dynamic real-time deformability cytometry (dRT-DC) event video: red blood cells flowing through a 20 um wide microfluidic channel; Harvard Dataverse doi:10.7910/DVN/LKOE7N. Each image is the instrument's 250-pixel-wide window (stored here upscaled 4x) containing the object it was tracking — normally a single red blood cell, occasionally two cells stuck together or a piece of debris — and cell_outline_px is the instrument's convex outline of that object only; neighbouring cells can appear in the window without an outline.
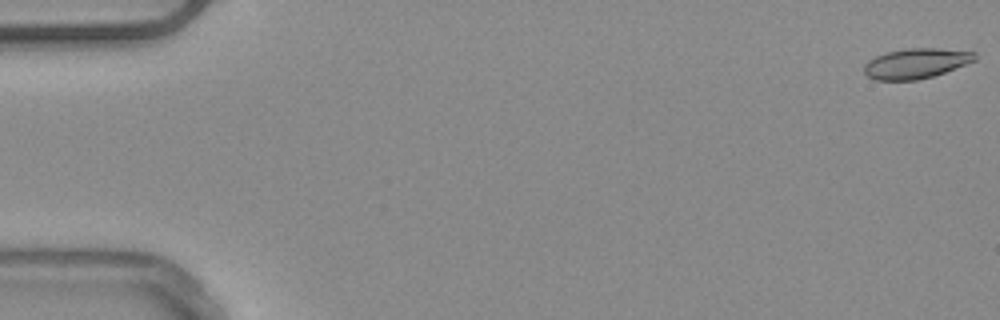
{"species": "common noctule bat (a hibernating species)", "species_latin": "Nyctalus noctula", "temperature_condition": "warm", "stored_images_in_passage": 53, "camera_frame_rate_fps": 3000, "um_per_image_px": 0.085, "animal": {"sex": "male", "body_mass_g": 20.4}, "frame": {"image": 1, "passage_image": 1, "time_ms": 0.0, "image_size_px": [1000, 320], "cell_outline_px": [[976, 60], [944, 72], [932, 76], [916, 80], [876, 80], [868, 76], [864, 72], [864, 64], [868, 60], [884, 52], [904, 48], [936, 48], [976, 52]], "centroid_in_image_um": [77.83, 5.38], "position_along_channel_um": 7.2, "area_um2": 19.42}}
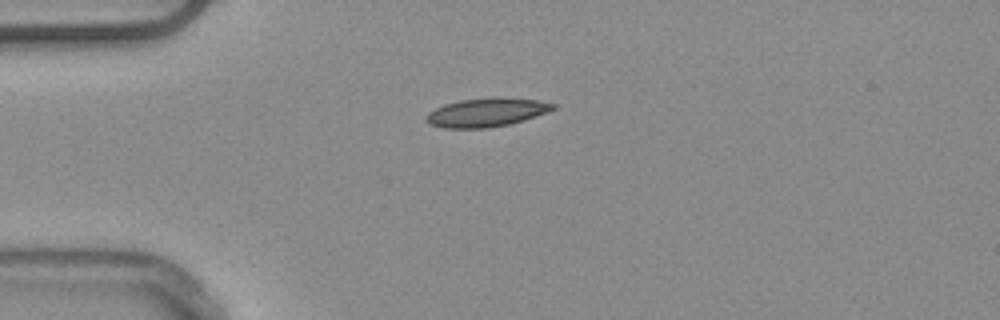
{"frame": {"image": 2, "passage_image": 14, "time_ms": 4.333, "image_size_px": [1000, 320], "cell_outline_px": [[556, 108], [548, 112], [524, 120], [508, 124], [488, 128], [444, 128], [428, 124], [424, 120], [424, 116], [428, 112], [444, 104], [460, 100], [536, 100], [556, 104]], "centroid_in_image_um": [41.27, 9.61], "position_along_channel_um": 43.7, "area_um2": 20.35}}
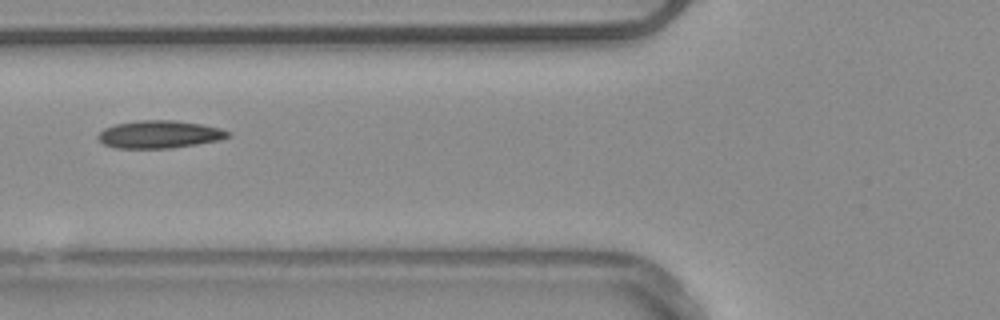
{"frame": {"image": 3, "passage_image": 21, "time_ms": 6.667, "image_size_px": [1000, 320], "cell_outline_px": [[232, 136], [220, 140], [172, 148], [116, 148], [104, 144], [96, 136], [104, 128], [116, 124], [140, 120], [176, 120], [200, 124], [220, 128], [232, 132]], "centroid_in_image_um": [13.59, 11.42], "position_along_channel_um": 112.2, "area_um2": 20.98}, "authors_computed_cell_mechanics": {"area_um2": 20.1144, "velocity_mm_per_s": 3.8932, "shape_relaxation_time_tau1_ms": 4.7286, "shape_relaxation_time_tau2_ms": 3.6073, "deformation_change_tau1": 0.1418, "deformation_change_tau2": 0.1138}}